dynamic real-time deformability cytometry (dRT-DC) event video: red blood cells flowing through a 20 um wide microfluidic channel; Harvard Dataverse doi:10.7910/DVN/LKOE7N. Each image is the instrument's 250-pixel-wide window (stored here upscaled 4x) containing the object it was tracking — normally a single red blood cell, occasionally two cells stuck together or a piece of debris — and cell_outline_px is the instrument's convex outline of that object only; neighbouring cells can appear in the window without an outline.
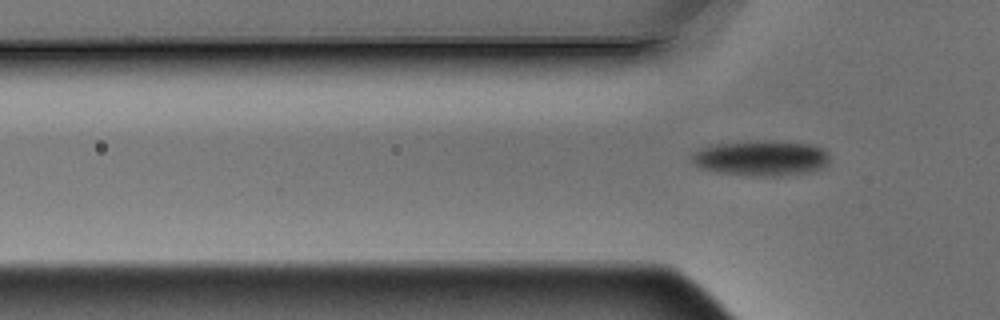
{"species": "Egyptian fruit bat (a non-hibernating species)", "species_latin": "Rousettus aegyptiacus", "temperature_condition": "warm", "stored_images_in_passage": 3, "camera_frame_rate_fps": 3000, "um_per_image_px": 0.085, "animal": {"sex": "male"}, "frame": {"image": 1, "passage_image": 3, "time_ms": 0.667, "image_size_px": [1000, 320], "cell_outline_px": [[828, 164], [824, 168], [812, 172], [772, 176], [752, 176], [716, 172], [700, 168], [692, 160], [692, 156], [700, 148], [716, 144], [756, 140], [772, 140], [812, 144], [824, 148], [828, 152]], "centroid_in_image_um": [64.76, 13.43], "position_along_channel_um": 61.0, "area_um2": 28.73}}